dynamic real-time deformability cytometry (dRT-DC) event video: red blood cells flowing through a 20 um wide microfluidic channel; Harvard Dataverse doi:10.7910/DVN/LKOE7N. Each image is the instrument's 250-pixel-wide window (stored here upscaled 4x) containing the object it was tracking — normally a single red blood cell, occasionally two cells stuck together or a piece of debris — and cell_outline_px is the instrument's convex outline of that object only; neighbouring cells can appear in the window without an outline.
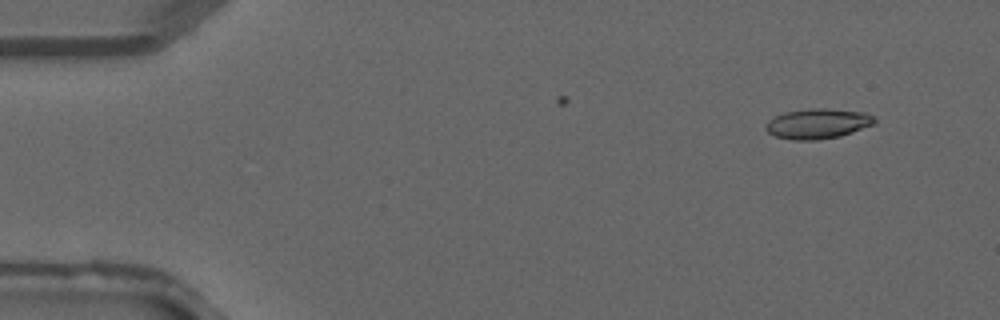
{"species": "common noctule bat (a hibernating species)", "species_latin": "Nyctalus noctula", "temperature_condition": "warm", "stored_images_in_passage": 8, "camera_frame_rate_fps": 3000, "um_per_image_px": 0.085, "animal": {"sex": "male", "forearm_length_mm": 52.5}, "frame": {"image": 1, "passage_image": 4, "time_ms": 1.0, "image_size_px": [1000, 320], "cell_outline_px": [[876, 124], [840, 136], [816, 140], [792, 140], [776, 136], [768, 132], [764, 128], [764, 124], [768, 120], [784, 112], [812, 108], [828, 108], [864, 112], [872, 116], [876, 120]], "centroid_in_image_um": [69.5, 10.51], "position_along_channel_um": 15.5, "area_um2": 19.19}}